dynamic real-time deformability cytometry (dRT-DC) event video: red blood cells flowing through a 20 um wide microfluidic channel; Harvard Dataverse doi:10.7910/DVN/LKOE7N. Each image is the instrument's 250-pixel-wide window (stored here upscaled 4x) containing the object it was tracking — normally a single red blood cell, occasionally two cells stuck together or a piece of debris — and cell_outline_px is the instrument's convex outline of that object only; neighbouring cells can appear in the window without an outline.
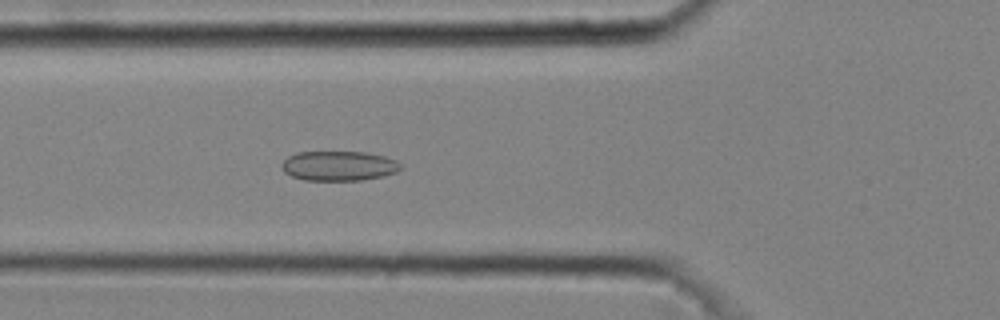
{"species": "common noctule bat (a hibernating species)", "species_latin": "Nyctalus noctula", "temperature_condition": "cold", "stored_images_in_passage": 38, "camera_frame_rate_fps": 3000, "um_per_image_px": 0.085, "animal": {"sex": "male", "body_mass_g": 20.4}, "frame": {"image": 1, "passage_image": 8, "time_ms": 2.333, "image_size_px": [1000, 320], "cell_outline_px": [[400, 168], [396, 172], [384, 176], [360, 180], [304, 180], [292, 176], [284, 172], [280, 168], [280, 164], [288, 156], [296, 152], [364, 152], [384, 156], [396, 160], [400, 164]], "centroid_in_image_um": [28.76, 14.1], "position_along_channel_um": 97.0, "area_um2": 20.63}}
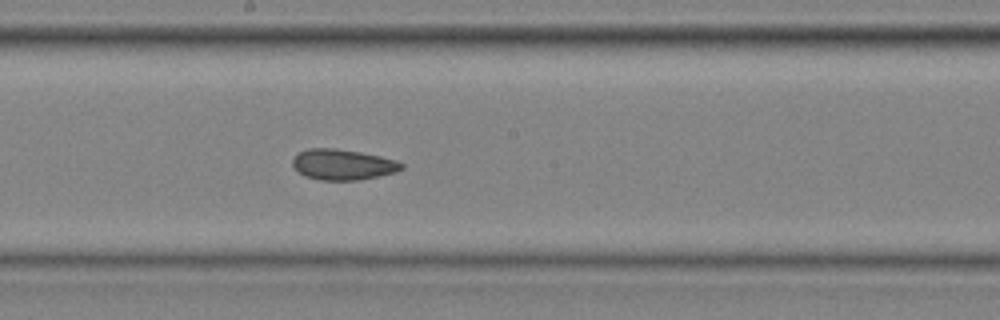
{"frame": {"image": 2, "passage_image": 17, "time_ms": 5.333, "image_size_px": [1000, 320], "cell_outline_px": [[404, 168], [396, 172], [380, 176], [356, 180], [320, 180], [304, 176], [292, 164], [292, 160], [300, 152], [308, 148], [336, 148], [360, 152], [380, 156], [396, 160], [404, 164]], "centroid_in_image_um": [29.17, 13.99], "position_along_channel_um": 219.0, "area_um2": 19.42}}
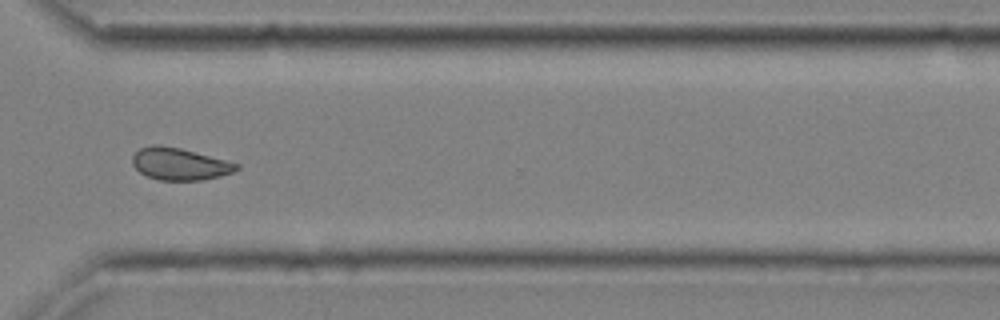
{"frame": {"image": 3, "passage_image": 27, "time_ms": 8.667, "image_size_px": [1000, 320], "cell_outline_px": [[240, 168], [232, 172], [220, 176], [204, 180], [160, 180], [148, 176], [140, 172], [132, 164], [132, 156], [140, 148], [152, 144], [160, 144], [180, 148], [240, 164]], "centroid_in_image_um": [15.26, 13.93], "position_along_channel_um": 355.3, "area_um2": 19.42}, "authors_computed_cell_mechanics": {"area_um2": 19.5653, "velocity_mm_per_s": 4.0702, "shape_relaxation_time_tau1_ms": 7.1691, "shape_relaxation_time_tau2_ms": 2.3437, "deformation_change_tau1": 0.1099, "deformation_change_tau2": 0.0717}}